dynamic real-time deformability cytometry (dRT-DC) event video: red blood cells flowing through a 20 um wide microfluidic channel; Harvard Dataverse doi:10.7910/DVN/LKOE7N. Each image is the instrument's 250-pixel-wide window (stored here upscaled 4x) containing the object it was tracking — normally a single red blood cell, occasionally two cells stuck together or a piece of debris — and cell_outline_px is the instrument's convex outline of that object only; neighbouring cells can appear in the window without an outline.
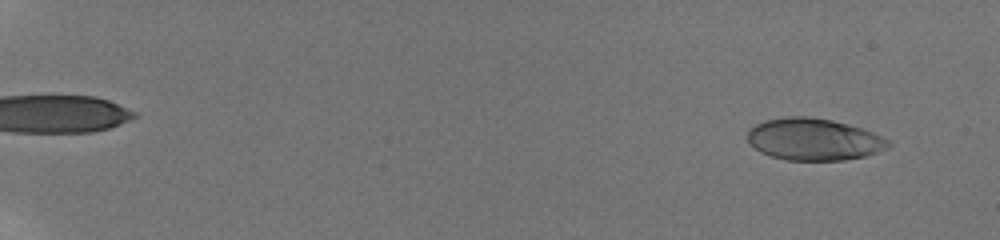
{"species": "human", "species_latin": "Homo sapiens", "temperature_condition": "room temperature", "stored_images_in_passage": 84, "camera_frame_rate_fps": 3000, "um_per_image_px": 0.085, "donor": {"sex": "male"}, "frame": {"image": 1, "passage_image": 7, "time_ms": 1.333, "image_size_px": [1000, 240], "cell_outline_px": [[892, 148], [864, 156], [844, 160], [784, 160], [760, 152], [748, 140], [748, 128], [764, 120], [788, 116], [808, 116], [832, 120], [860, 128], [872, 132], [888, 140], [892, 144]], "centroid_in_image_um": [69.18, 11.84], "position_along_channel_um": 15.8, "area_um2": 34.45}}
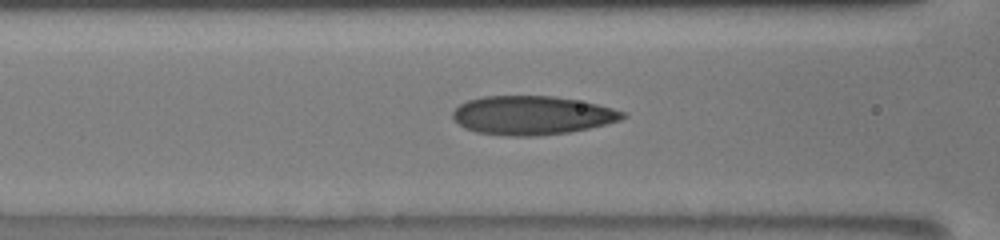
{"frame": {"image": 2, "passage_image": 44, "time_ms": 9.333, "image_size_px": [1000, 240], "cell_outline_px": [[628, 116], [620, 120], [588, 128], [568, 132], [536, 136], [508, 136], [476, 132], [464, 128], [452, 116], [452, 112], [460, 104], [468, 100], [484, 96], [552, 96], [576, 100], [596, 104], [612, 108], [624, 112]], "centroid_in_image_um": [45.2, 9.8], "position_along_channel_um": 121.4, "area_um2": 38.15}}
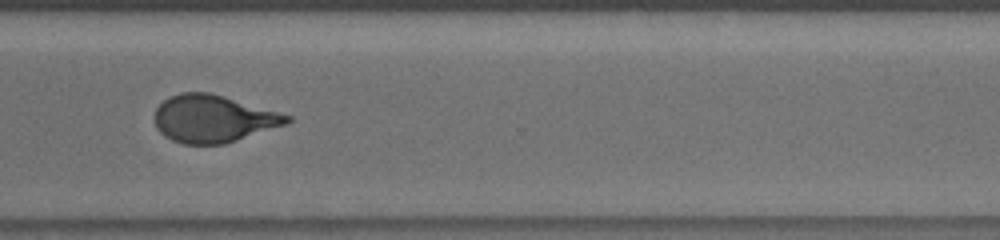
{"frame": {"image": 3, "passage_image": 75, "time_ms": 15.333, "image_size_px": [1000, 240], "cell_outline_px": [[292, 120], [288, 124], [224, 144], [184, 144], [172, 140], [164, 136], [156, 128], [152, 116], [156, 108], [168, 96], [180, 92], [208, 92], [292, 116]], "centroid_in_image_um": [18.08, 10.1], "position_along_channel_um": 352.5, "area_um2": 36.59}, "authors_computed_cell_mechanics": {"area_um2": 36.703, "velocity_mm_per_s": 3.8589, "shape_relaxation_time_tau1_ms": 5.3287, "shape_relaxation_time_tau2_ms": 0.7769, "deformation_change_tau1": 0.1996, "deformation_change_tau2": 0.0733}}